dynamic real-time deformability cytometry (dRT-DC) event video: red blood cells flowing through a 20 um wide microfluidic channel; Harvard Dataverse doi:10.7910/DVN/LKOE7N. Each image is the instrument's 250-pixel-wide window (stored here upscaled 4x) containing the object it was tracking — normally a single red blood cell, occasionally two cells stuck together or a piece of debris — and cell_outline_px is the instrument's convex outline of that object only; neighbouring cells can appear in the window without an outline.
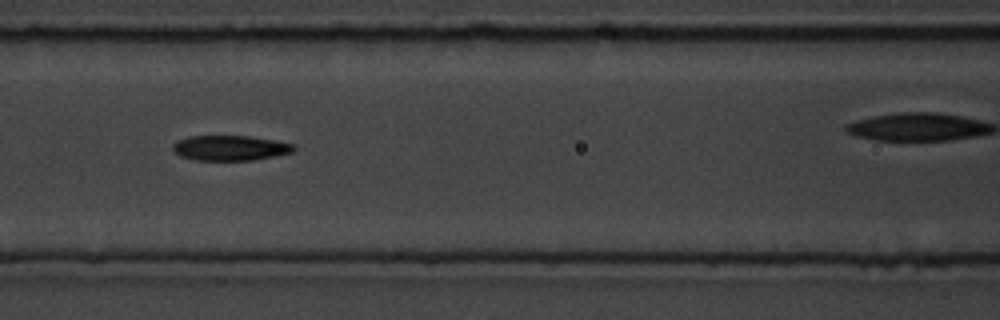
{"species": "common noctule bat (a hibernating species)", "species_latin": "Nyctalus noctula", "temperature_condition": "room temperature", "stored_images_in_passage": 31, "camera_frame_rate_fps": 3000, "um_per_image_px": 0.085, "animal": {"sex": "male", "body_mass_g": 19.5, "forearm_length_mm": 54.6}, "frame": {"image": 1, "passage_image": 10, "time_ms": 3.0, "image_size_px": [1000, 320], "cell_outline_px": [[296, 148], [292, 152], [276, 156], [252, 160], [192, 160], [180, 156], [172, 148], [172, 144], [176, 140], [188, 136], [248, 136], [272, 140], [292, 144]], "centroid_in_image_um": [19.51, 12.58], "position_along_channel_um": 147.1, "area_um2": 17.69}}
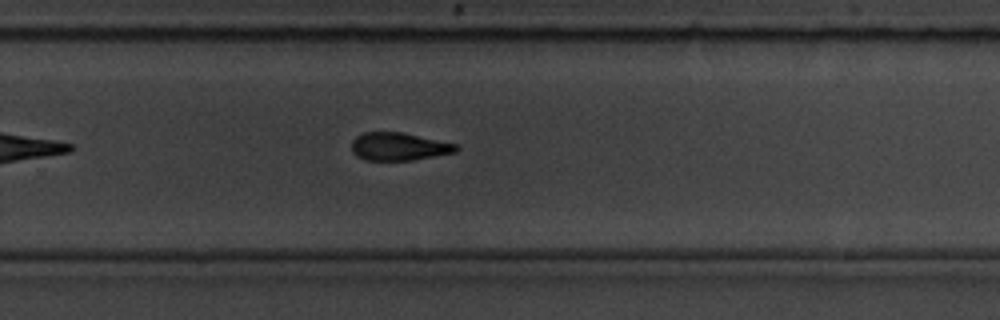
{"frame": {"image": 2, "passage_image": 22, "time_ms": 7.0, "image_size_px": [1000, 320], "cell_outline_px": [[460, 148], [456, 152], [412, 160], [364, 160], [356, 156], [352, 152], [352, 140], [356, 136], [364, 132], [404, 132], [460, 144]], "centroid_in_image_um": [33.94, 12.45], "position_along_channel_um": 295.9, "area_um2": 17.28}}